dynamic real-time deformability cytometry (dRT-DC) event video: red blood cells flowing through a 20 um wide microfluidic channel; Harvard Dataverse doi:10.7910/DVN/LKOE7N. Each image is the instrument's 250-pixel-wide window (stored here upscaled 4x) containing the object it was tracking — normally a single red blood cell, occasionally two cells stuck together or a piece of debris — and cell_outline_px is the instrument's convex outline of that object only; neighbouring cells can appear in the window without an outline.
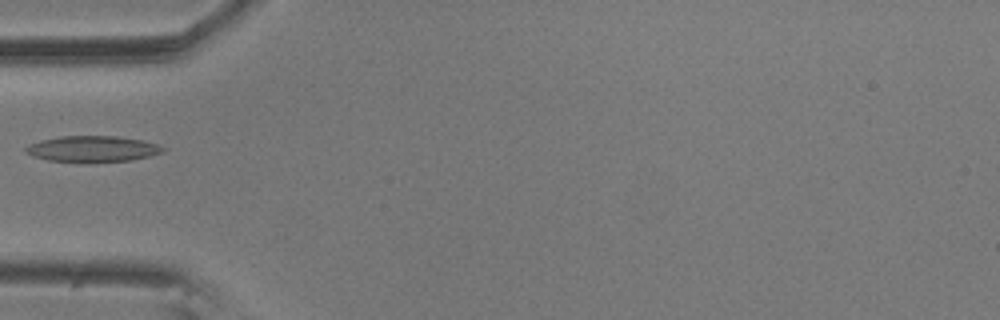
{"species": "common noctule bat (a hibernating species)", "species_latin": "Nyctalus noctula", "temperature_condition": "room temperature", "stored_images_in_passage": 39, "camera_frame_rate_fps": 3000, "um_per_image_px": 0.085, "animal": {"sex": "male", "body_mass_g": 20.5, "forearm_length_mm": 52.5}, "frame": {"image": 1, "passage_image": 1, "time_ms": 0.0, "image_size_px": [1000, 320], "cell_outline_px": [[164, 152], [132, 160], [80, 164], [48, 160], [32, 156], [24, 152], [24, 148], [28, 144], [40, 140], [60, 136], [116, 136], [144, 140], [156, 144], [164, 148]], "centroid_in_image_um": [7.8, 12.68], "position_along_channel_um": 77.2, "area_um2": 21.39}}
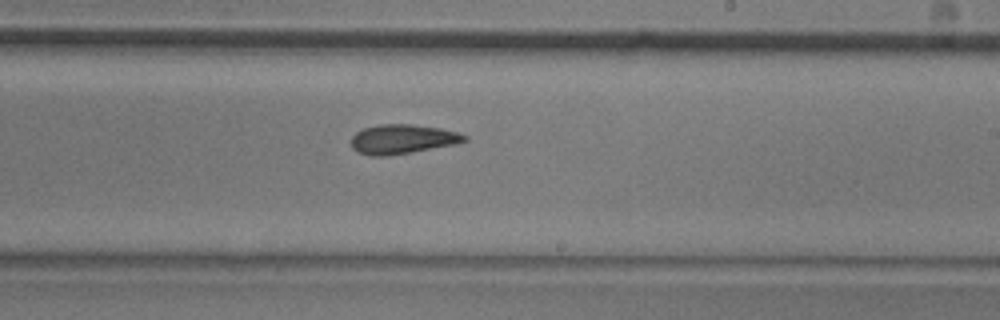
{"frame": {"image": 2, "passage_image": 16, "time_ms": 5.0, "image_size_px": [1000, 320], "cell_outline_px": [[468, 140], [456, 144], [384, 156], [368, 156], [356, 152], [352, 148], [352, 136], [356, 132], [364, 128], [380, 124], [412, 124], [440, 128], [456, 132], [468, 136]], "centroid_in_image_um": [34.18, 11.82], "position_along_channel_um": 254.8, "area_um2": 19.31}}
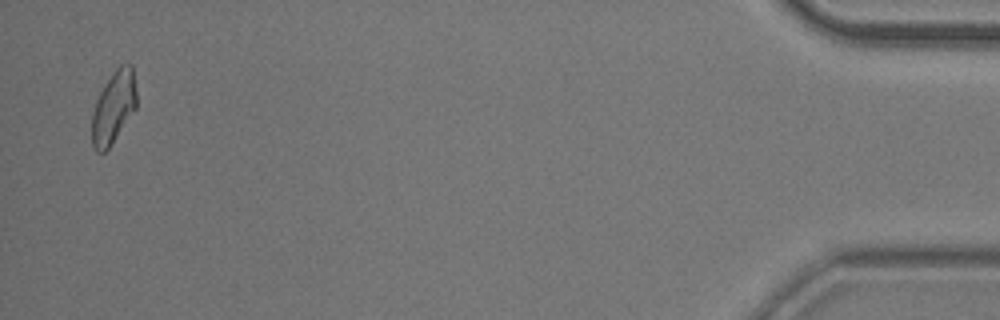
{"frame": {"image": 3, "passage_image": 38, "time_ms": 12.333, "image_size_px": [1000, 320], "cell_outline_px": [[136, 108], [108, 148], [104, 152], [96, 152], [92, 144], [92, 112], [96, 100], [104, 84], [112, 72], [120, 64], [132, 64], [136, 92]], "centroid_in_image_um": [9.64, 9.09], "position_along_channel_um": 425.6, "area_um2": 18.67}}